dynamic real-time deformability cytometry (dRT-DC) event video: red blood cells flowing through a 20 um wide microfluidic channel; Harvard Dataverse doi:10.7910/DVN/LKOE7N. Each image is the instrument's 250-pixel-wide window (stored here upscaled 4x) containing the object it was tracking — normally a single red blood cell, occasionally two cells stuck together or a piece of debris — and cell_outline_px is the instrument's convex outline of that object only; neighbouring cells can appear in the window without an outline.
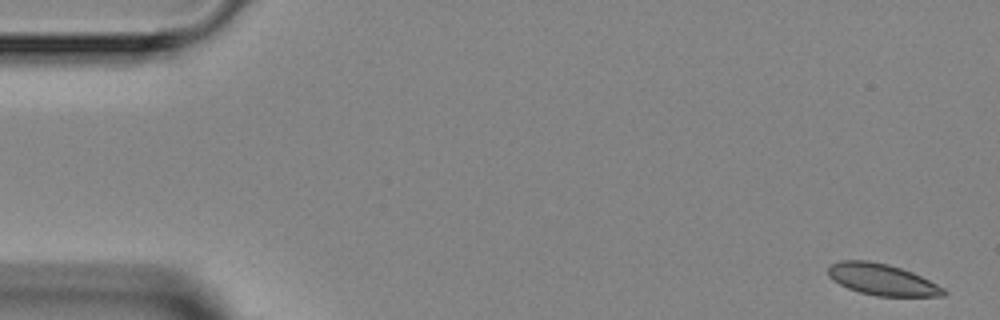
{"species": "Egyptian fruit bat (a non-hibernating species)", "species_latin": "Rousettus aegyptiacus", "temperature_condition": "room temperature", "stored_images_in_passage": 4, "camera_frame_rate_fps": 3000, "um_per_image_px": 0.085, "animal": {"sex": "female"}, "frame": {"image": 1, "passage_image": 1, "time_ms": 0.0, "image_size_px": [1000, 320], "cell_outline_px": [[948, 292], [944, 296], [876, 296], [860, 292], [848, 288], [832, 280], [828, 276], [828, 268], [832, 264], [840, 260], [868, 260], [888, 264], [912, 272], [944, 288]], "centroid_in_image_um": [74.96, 23.76], "position_along_channel_um": 10.0, "area_um2": 21.04}}
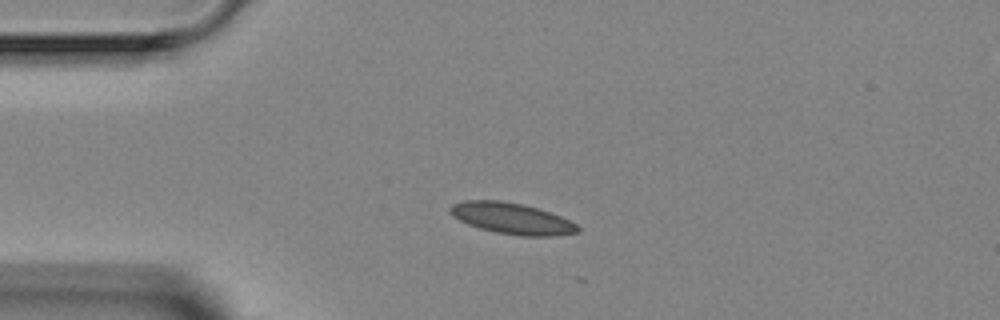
{"frame": {"image": 2, "passage_image": 3, "time_ms": 3.333, "image_size_px": [1000, 320], "cell_outline_px": [[580, 232], [556, 236], [524, 236], [496, 232], [480, 228], [468, 224], [452, 216], [448, 212], [448, 208], [452, 204], [464, 200], [500, 200], [524, 204], [560, 216], [576, 224], [580, 228]], "centroid_in_image_um": [43.48, 18.56], "position_along_channel_um": 41.5, "area_um2": 23.18}}